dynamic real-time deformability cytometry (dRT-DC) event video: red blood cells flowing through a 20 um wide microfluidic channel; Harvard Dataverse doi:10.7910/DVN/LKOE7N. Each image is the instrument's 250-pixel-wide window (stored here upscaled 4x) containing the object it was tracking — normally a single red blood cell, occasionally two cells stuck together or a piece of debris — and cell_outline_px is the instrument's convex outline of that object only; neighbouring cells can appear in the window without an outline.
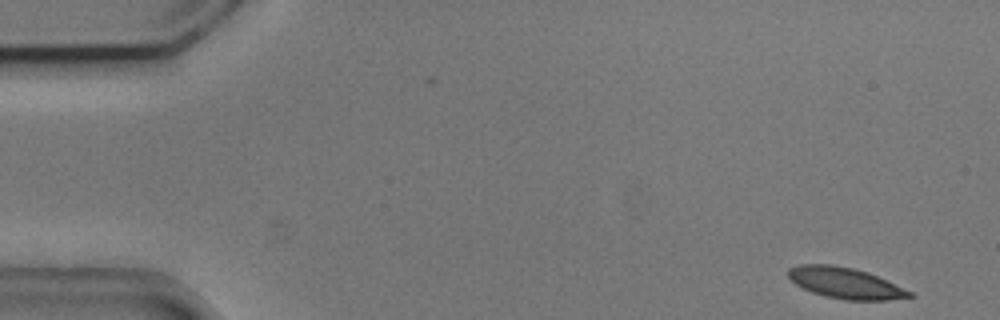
{"species": "common noctule bat (a hibernating species)", "species_latin": "Nyctalus noctula", "temperature_condition": "cold", "stored_images_in_passage": 6, "camera_frame_rate_fps": 3000, "um_per_image_px": 0.085, "animal": {"sex": "male", "body_mass_g": 20.5, "forearm_length_mm": 52.5}, "frame": {"image": 1, "passage_image": 1, "time_ms": 0.0, "image_size_px": [1000, 320], "cell_outline_px": [[916, 296], [888, 300], [844, 300], [824, 296], [812, 292], [796, 284], [788, 276], [788, 268], [800, 264], [832, 264], [852, 268], [868, 272], [912, 292]], "centroid_in_image_um": [71.84, 24.06], "position_along_channel_um": 13.2, "area_um2": 21.79}}
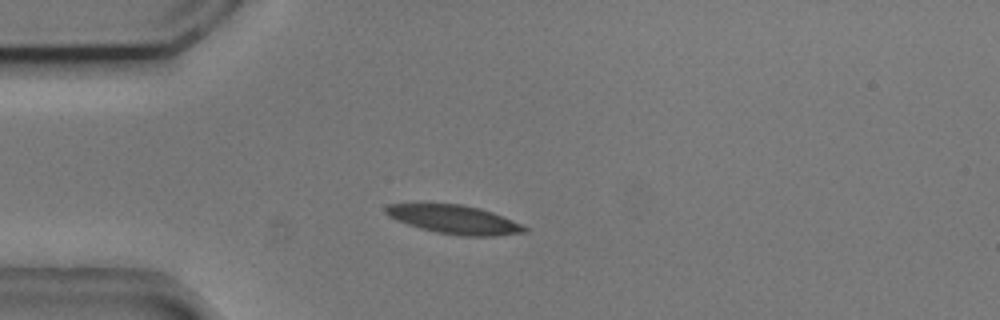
{"frame": {"image": 2, "passage_image": 4, "time_ms": 1.0, "image_size_px": [1000, 320], "cell_outline_px": [[528, 232], [492, 236], [460, 236], [436, 232], [420, 228], [396, 220], [388, 216], [384, 212], [384, 208], [388, 204], [460, 204], [480, 208], [492, 212], [512, 220], [528, 228]], "centroid_in_image_um": [38.61, 18.66], "position_along_channel_um": 46.4, "area_um2": 23.06}}